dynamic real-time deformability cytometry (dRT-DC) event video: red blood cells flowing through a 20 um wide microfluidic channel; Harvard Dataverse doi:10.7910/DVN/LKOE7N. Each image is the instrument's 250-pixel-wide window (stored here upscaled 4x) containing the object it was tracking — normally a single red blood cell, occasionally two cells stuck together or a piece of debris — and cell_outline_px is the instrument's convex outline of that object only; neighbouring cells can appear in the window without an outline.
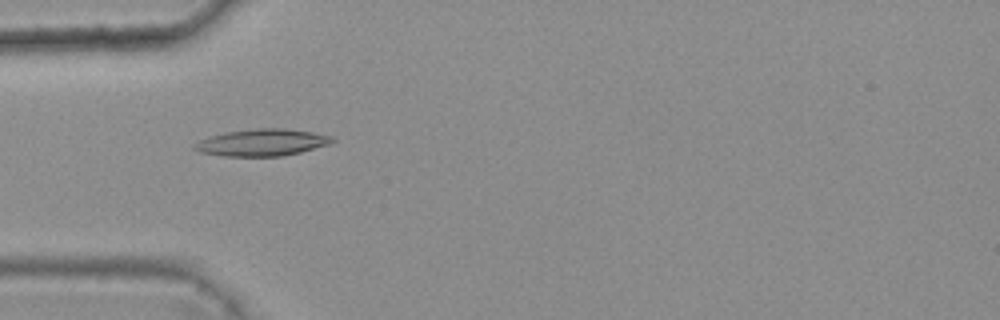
{"species": "common noctule bat (a hibernating species)", "species_latin": "Nyctalus noctula", "temperature_condition": "warm", "stored_images_in_passage": 5, "camera_frame_rate_fps": 3000, "um_per_image_px": 0.085, "animal": {"sex": "female", "body_mass_g": 25.1}, "frame": {"image": 1, "passage_image": 4, "time_ms": 1.0, "image_size_px": [1000, 320], "cell_outline_px": [[336, 140], [328, 144], [300, 152], [284, 156], [224, 156], [200, 152], [192, 148], [200, 140], [208, 136], [228, 132], [256, 128], [284, 128], [312, 132], [332, 136]], "centroid_in_image_um": [22.28, 12.11], "position_along_channel_um": 62.7, "area_um2": 21.44}}
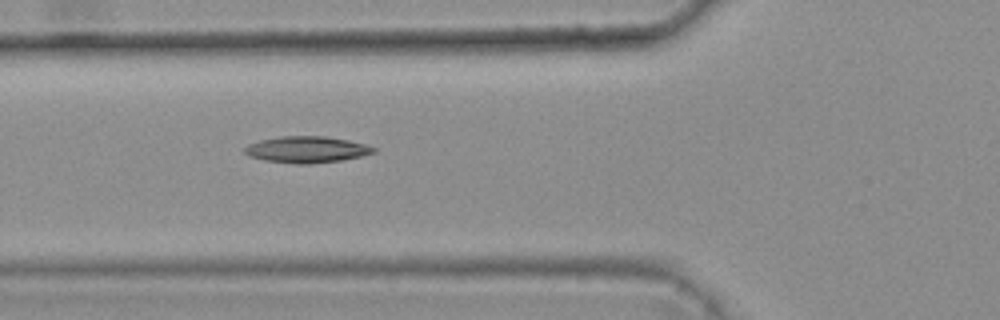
{"frame": {"image": 2, "passage_image": 5, "time_ms": 1.333, "image_size_px": [1000, 320], "cell_outline_px": [[376, 152], [360, 156], [340, 160], [308, 164], [296, 164], [264, 160], [248, 156], [244, 152], [244, 148], [248, 144], [260, 140], [280, 136], [324, 136], [348, 140], [364, 144], [376, 148]], "centroid_in_image_um": [26.03, 12.71], "position_along_channel_um": 99.8, "area_um2": 19.77}}